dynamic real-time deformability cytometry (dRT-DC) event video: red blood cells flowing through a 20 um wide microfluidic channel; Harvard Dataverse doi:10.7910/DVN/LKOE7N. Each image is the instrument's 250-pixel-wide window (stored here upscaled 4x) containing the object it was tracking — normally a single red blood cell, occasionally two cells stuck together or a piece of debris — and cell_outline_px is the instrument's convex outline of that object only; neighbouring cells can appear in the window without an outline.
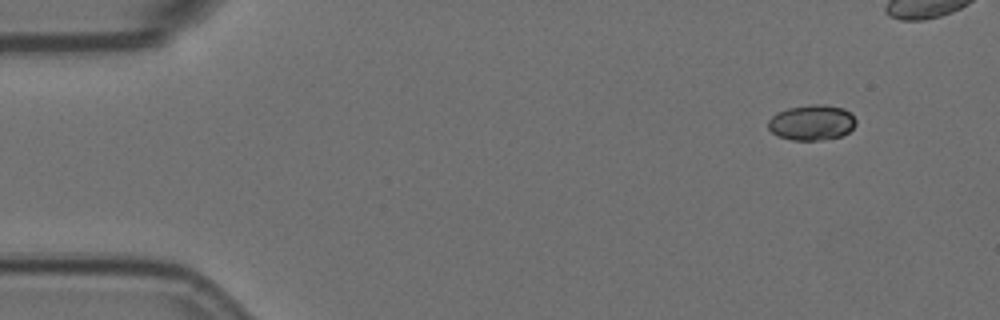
{"species": "Egyptian fruit bat (a non-hibernating species)", "species_latin": "Rousettus aegyptiacus", "temperature_condition": "room temperature", "stored_images_in_passage": 4, "camera_frame_rate_fps": 3000, "um_per_image_px": 0.085, "animal": {"sex": "female"}, "frame": {"image": 1, "passage_image": 1, "time_ms": 0.0, "image_size_px": [1000, 320], "cell_outline_px": [[856, 124], [848, 132], [840, 136], [816, 140], [792, 140], [776, 136], [768, 128], [768, 120], [776, 112], [788, 108], [812, 104], [824, 104], [844, 108], [856, 120]], "centroid_in_image_um": [68.96, 10.41], "position_along_channel_um": 16.0, "area_um2": 18.09}}